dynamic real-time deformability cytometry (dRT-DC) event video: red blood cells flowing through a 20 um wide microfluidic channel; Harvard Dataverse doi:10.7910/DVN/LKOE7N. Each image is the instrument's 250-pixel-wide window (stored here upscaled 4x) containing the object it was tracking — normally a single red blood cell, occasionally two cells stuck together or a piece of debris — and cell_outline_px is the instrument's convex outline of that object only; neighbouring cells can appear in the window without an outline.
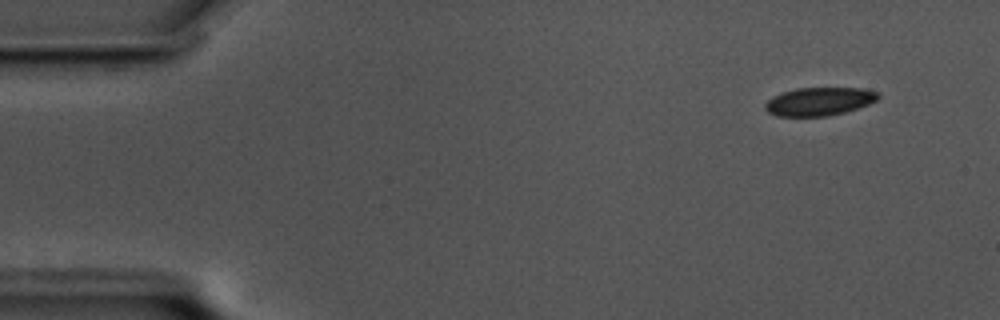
{"species": "common noctule bat (a hibernating species)", "species_latin": "Nyctalus noctula", "temperature_condition": "cold", "stored_images_in_passage": 54, "camera_frame_rate_fps": 3000, "um_per_image_px": 0.085, "animal": {"sex": "male", "body_mass_g": 17.5, "forearm_length_mm": 52.3}, "frame": {"image": 1, "passage_image": 1, "time_ms": 0.0, "image_size_px": [1000, 320], "cell_outline_px": [[880, 96], [876, 100], [868, 104], [844, 112], [828, 116], [776, 116], [768, 112], [764, 108], [764, 104], [772, 96], [796, 88], [864, 88], [880, 92]], "centroid_in_image_um": [69.63, 8.62], "position_along_channel_um": 15.4, "area_um2": 18.61}}
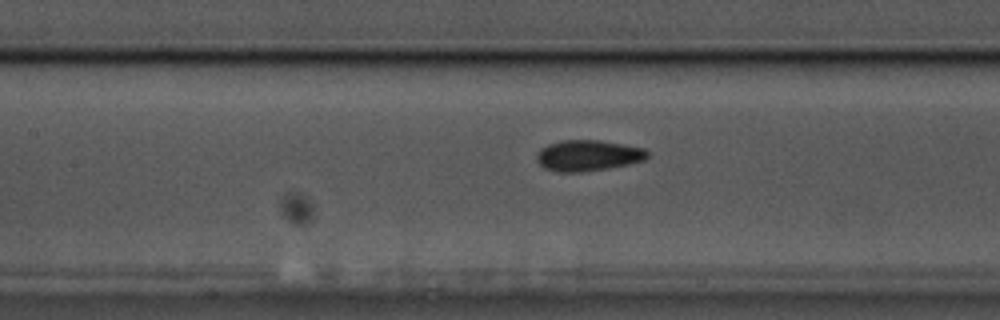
{"frame": {"image": 2, "passage_image": 22, "time_ms": 7.0, "image_size_px": [1000, 320], "cell_outline_px": [[648, 156], [644, 160], [628, 164], [608, 168], [580, 172], [556, 172], [544, 168], [536, 160], [536, 152], [540, 148], [548, 144], [560, 140], [600, 140], [644, 148], [648, 152]], "centroid_in_image_um": [49.93, 13.21], "position_along_channel_um": 157.5, "area_um2": 20.06}}
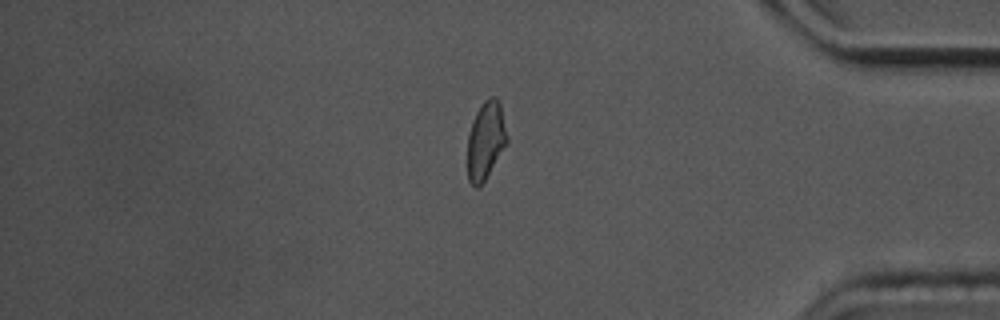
{"frame": {"image": 3, "passage_image": 45, "time_ms": 14.667, "image_size_px": [1000, 320], "cell_outline_px": [[508, 144], [484, 180], [476, 188], [468, 180], [468, 132], [472, 120], [476, 112], [484, 100], [488, 96], [496, 96], [500, 104], [508, 136]], "centroid_in_image_um": [41.3, 11.9], "position_along_channel_um": 393.9, "area_um2": 18.03}, "authors_computed_cell_mechanics": {"area_um2": 19.3341, "velocity_mm_per_s": 3.4611, "shape_relaxation_time_tau1_ms": 5.9591, "shape_relaxation_time_tau2_ms": 2.8036, "deformation_change_tau1": 0.1093, "deformation_change_tau2": 0.0683}}